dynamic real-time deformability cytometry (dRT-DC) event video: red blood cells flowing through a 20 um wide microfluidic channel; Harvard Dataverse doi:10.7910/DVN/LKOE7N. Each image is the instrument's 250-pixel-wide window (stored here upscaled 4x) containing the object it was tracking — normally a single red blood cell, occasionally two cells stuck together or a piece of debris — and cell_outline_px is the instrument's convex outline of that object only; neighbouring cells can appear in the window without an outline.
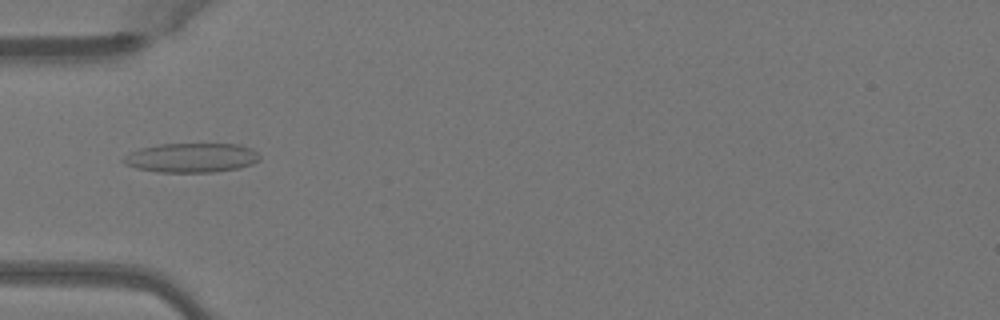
{"species": "Egyptian fruit bat (a non-hibernating species)", "species_latin": "Rousettus aegyptiacus", "temperature_condition": "warm", "stored_images_in_passage": 35, "camera_frame_rate_fps": 3000, "um_per_image_px": 0.085, "animal": {"sex": "female"}, "frame": {"image": 1, "passage_image": 4, "time_ms": 1.0, "image_size_px": [1000, 320], "cell_outline_px": [[260, 160], [252, 164], [240, 168], [212, 172], [156, 172], [136, 168], [124, 164], [120, 160], [128, 152], [140, 148], [160, 144], [240, 144], [252, 148], [260, 156]], "centroid_in_image_um": [16.25, 13.41], "position_along_channel_um": 68.7, "area_um2": 23.58}}
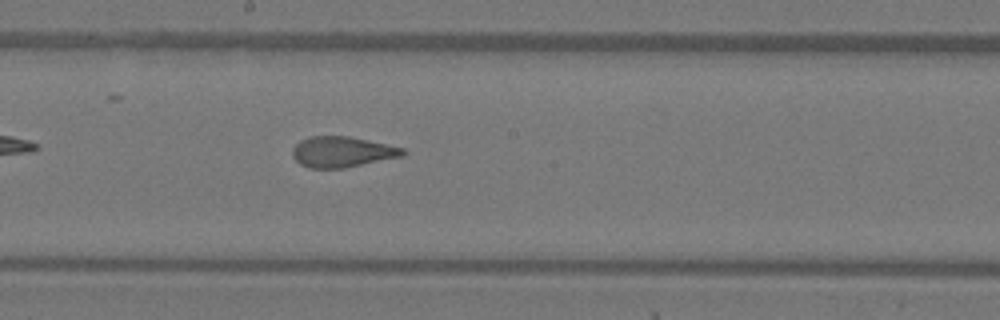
{"frame": {"image": 2, "passage_image": 15, "time_ms": 4.667, "image_size_px": [1000, 320], "cell_outline_px": [[408, 152], [404, 156], [344, 168], [308, 168], [300, 164], [292, 156], [292, 148], [300, 140], [308, 136], [348, 136], [404, 148]], "centroid_in_image_um": [29.07, 12.91], "position_along_channel_um": 219.1, "area_um2": 19.83}}
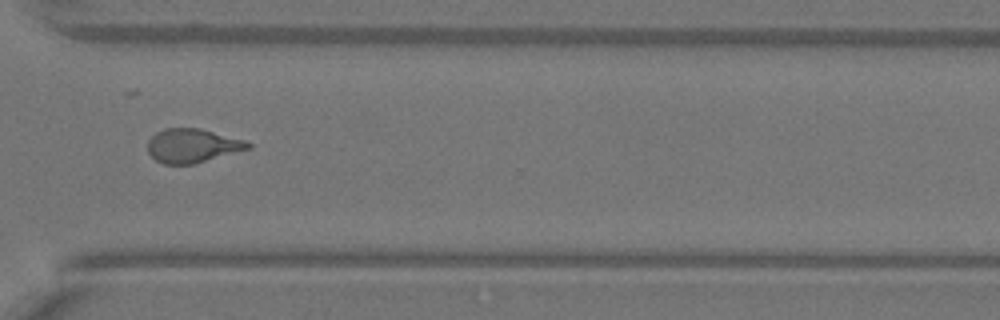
{"frame": {"image": 3, "passage_image": 25, "time_ms": 8.0, "image_size_px": [1000, 320], "cell_outline_px": [[252, 148], [192, 164], [164, 164], [156, 160], [148, 152], [148, 140], [156, 132], [164, 128], [200, 128], [244, 140], [252, 144]], "centroid_in_image_um": [16.35, 12.37], "position_along_channel_um": 354.3, "area_um2": 19.71}}